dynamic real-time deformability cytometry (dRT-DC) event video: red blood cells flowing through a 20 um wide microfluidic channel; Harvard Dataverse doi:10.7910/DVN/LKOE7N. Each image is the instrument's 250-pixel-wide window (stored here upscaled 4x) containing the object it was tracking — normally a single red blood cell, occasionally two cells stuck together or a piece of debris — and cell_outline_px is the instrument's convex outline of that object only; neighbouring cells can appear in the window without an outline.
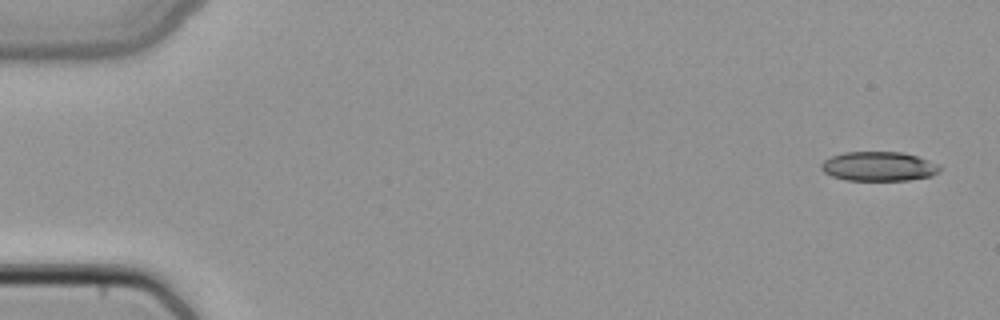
{"species": "common noctule bat (a hibernating species)", "species_latin": "Nyctalus noctula", "temperature_condition": "cold", "stored_images_in_passage": 7, "camera_frame_rate_fps": 3000, "um_per_image_px": 0.085, "animal": {"sex": "female", "body_mass_g": 22.7, "forearm_length_mm": 54.2}, "frame": {"image": 1, "passage_image": 1, "time_ms": 0.0, "image_size_px": [1000, 320], "cell_outline_px": [[940, 168], [932, 176], [908, 180], [848, 180], [832, 176], [824, 172], [820, 168], [820, 164], [824, 160], [832, 156], [844, 152], [904, 152], [940, 164]], "centroid_in_image_um": [74.68, 14.14], "position_along_channel_um": 10.3, "area_um2": 20.23}}
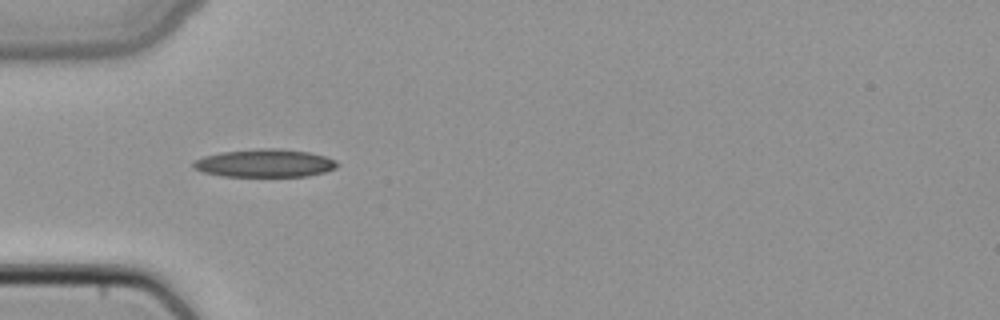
{"frame": {"image": 2, "passage_image": 5, "time_ms": 1.333, "image_size_px": [1000, 320], "cell_outline_px": [[340, 164], [336, 168], [324, 172], [308, 176], [220, 176], [204, 172], [192, 168], [192, 164], [196, 160], [204, 156], [220, 152], [260, 148], [280, 148], [308, 152], [324, 156], [336, 160]], "centroid_in_image_um": [22.51, 13.87], "position_along_channel_um": 62.5, "area_um2": 23.52}}
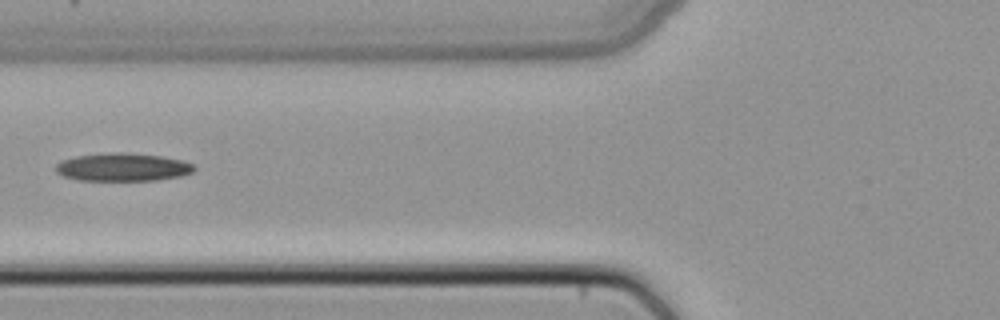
{"frame": {"image": 3, "passage_image": 6, "time_ms": 1.667, "image_size_px": [1000, 320], "cell_outline_px": [[196, 168], [192, 172], [180, 176], [156, 180], [80, 180], [64, 176], [56, 172], [56, 164], [64, 160], [76, 156], [112, 152], [124, 152], [160, 156], [184, 160], [196, 164]], "centroid_in_image_um": [10.48, 14.2], "position_along_channel_um": 115.3, "area_um2": 22.54}}